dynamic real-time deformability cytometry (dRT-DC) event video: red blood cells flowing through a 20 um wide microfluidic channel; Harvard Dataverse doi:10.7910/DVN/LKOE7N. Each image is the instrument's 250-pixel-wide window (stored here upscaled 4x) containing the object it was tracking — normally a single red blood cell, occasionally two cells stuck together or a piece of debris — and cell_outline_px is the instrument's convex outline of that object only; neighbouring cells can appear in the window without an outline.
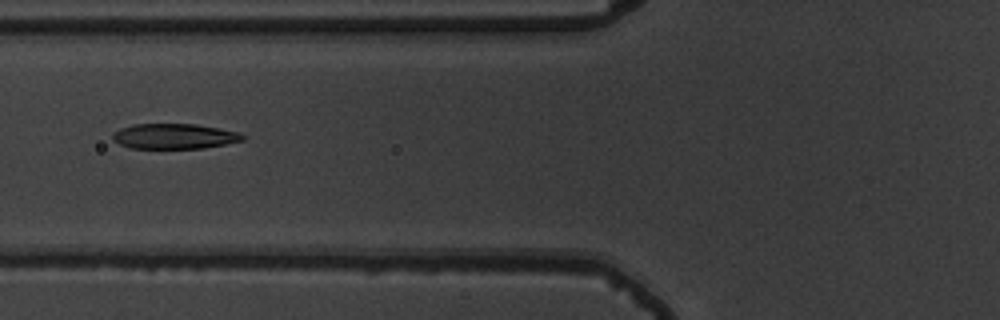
{"species": "common noctule bat (a hibernating species)", "species_latin": "Nyctalus noctula", "temperature_condition": "warm", "stored_images_in_passage": 16, "camera_frame_rate_fps": 3000, "um_per_image_px": 0.085, "animal": {"sex": "male", "body_mass_g": 19.5, "forearm_length_mm": 54.6}, "frame": {"image": 1, "passage_image": 5, "time_ms": 1.333, "image_size_px": [1000, 320], "cell_outline_px": [[244, 140], [224, 144], [200, 148], [132, 148], [120, 144], [112, 140], [112, 132], [120, 128], [132, 124], [196, 124], [240, 132], [244, 136]], "centroid_in_image_um": [14.78, 11.57], "position_along_channel_um": 111.0, "area_um2": 19.07}}
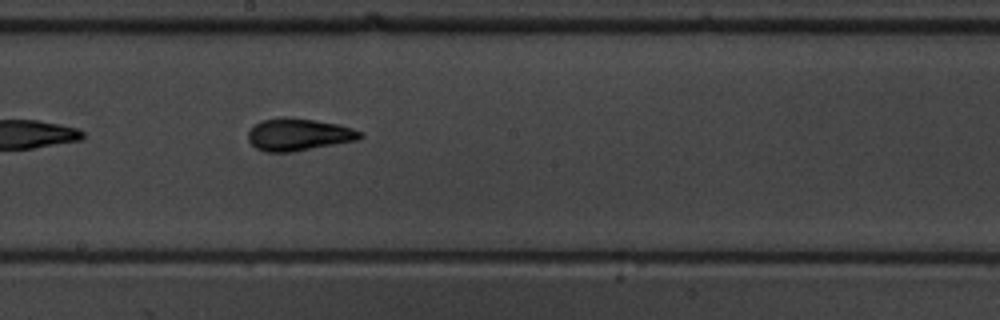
{"frame": {"image": 2, "passage_image": 14, "time_ms": 4.333, "image_size_px": [1000, 320], "cell_outline_px": [[364, 136], [356, 140], [292, 152], [268, 152], [256, 148], [248, 140], [248, 132], [260, 120], [284, 116], [292, 116], [340, 124], [352, 128], [360, 132]], "centroid_in_image_um": [25.36, 11.41], "position_along_channel_um": 222.8, "area_um2": 21.15}}